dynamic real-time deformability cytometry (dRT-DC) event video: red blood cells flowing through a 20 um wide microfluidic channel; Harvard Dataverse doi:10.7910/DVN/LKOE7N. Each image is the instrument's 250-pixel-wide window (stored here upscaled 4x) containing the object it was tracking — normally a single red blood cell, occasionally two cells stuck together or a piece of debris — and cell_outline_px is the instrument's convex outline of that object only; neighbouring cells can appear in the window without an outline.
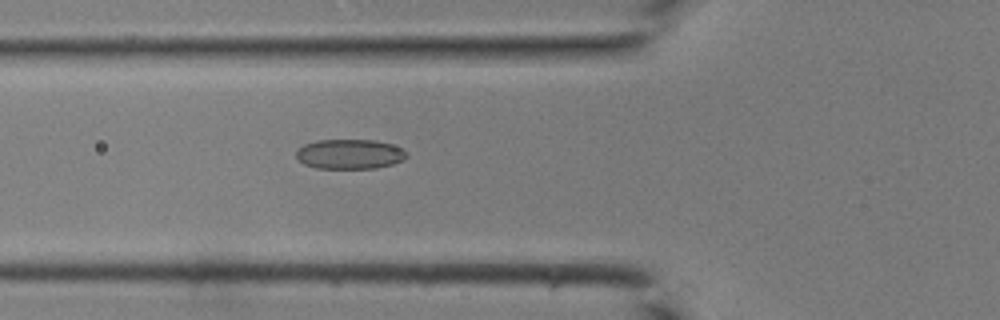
{"species": "common noctule bat (a hibernating species)", "species_latin": "Nyctalus noctula", "temperature_condition": "room temperature", "stored_images_in_passage": 42, "camera_frame_rate_fps": 3000, "um_per_image_px": 0.085, "animal": {"sex": "male", "body_mass_g": 19.0, "forearm_length_mm": 50.8}, "frame": {"image": 1, "passage_image": 16, "time_ms": 5.0, "image_size_px": [1000, 320], "cell_outline_px": [[408, 156], [404, 160], [392, 164], [376, 168], [316, 168], [304, 164], [296, 156], [296, 148], [304, 144], [316, 140], [376, 140], [392, 144], [404, 148], [408, 152]], "centroid_in_image_um": [29.75, 13.09], "position_along_channel_um": 96.0, "area_um2": 19.42}}
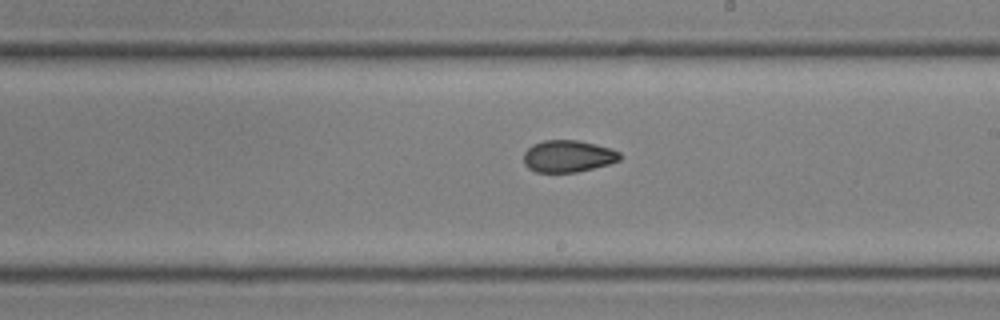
{"frame": {"image": 2, "passage_image": 25, "time_ms": 8.0, "image_size_px": [1000, 320], "cell_outline_px": [[624, 156], [620, 160], [608, 164], [576, 172], [536, 172], [528, 168], [524, 164], [524, 152], [532, 144], [544, 140], [576, 140], [596, 144], [612, 148], [620, 152]], "centroid_in_image_um": [48.3, 13.27], "position_along_channel_um": 240.7, "area_um2": 18.03}}
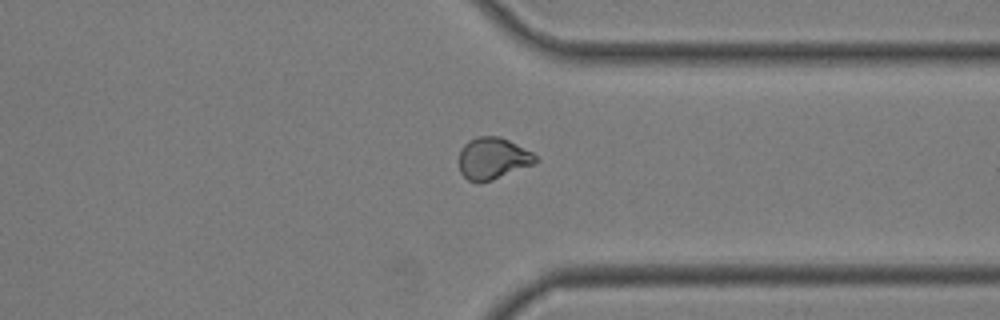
{"frame": {"image": 3, "passage_image": 33, "time_ms": 10.667, "image_size_px": [1000, 320], "cell_outline_px": [[540, 160], [536, 164], [492, 180], [480, 184], [468, 180], [460, 172], [460, 152], [464, 144], [468, 140], [476, 136], [500, 136], [532, 152]], "centroid_in_image_um": [41.91, 13.48], "position_along_channel_um": 369.5, "area_um2": 18.84}}